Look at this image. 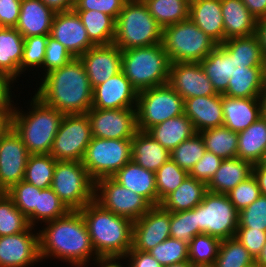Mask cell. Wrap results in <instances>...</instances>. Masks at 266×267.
<instances>
[{
	"label": "cell",
	"mask_w": 266,
	"mask_h": 267,
	"mask_svg": "<svg viewBox=\"0 0 266 267\" xmlns=\"http://www.w3.org/2000/svg\"><path fill=\"white\" fill-rule=\"evenodd\" d=\"M124 260V257L121 256H112V257H98L92 264L96 267H130L129 263H124L121 261Z\"/></svg>",
	"instance_id": "e7e4bbea"
},
{
	"label": "cell",
	"mask_w": 266,
	"mask_h": 267,
	"mask_svg": "<svg viewBox=\"0 0 266 267\" xmlns=\"http://www.w3.org/2000/svg\"><path fill=\"white\" fill-rule=\"evenodd\" d=\"M221 13L225 41L256 34L257 19L248 11L242 0H221Z\"/></svg>",
	"instance_id": "4316f807"
},
{
	"label": "cell",
	"mask_w": 266,
	"mask_h": 267,
	"mask_svg": "<svg viewBox=\"0 0 266 267\" xmlns=\"http://www.w3.org/2000/svg\"><path fill=\"white\" fill-rule=\"evenodd\" d=\"M184 99L169 85L152 87L138 93L136 104L137 128H149L184 114Z\"/></svg>",
	"instance_id": "ba28073f"
},
{
	"label": "cell",
	"mask_w": 266,
	"mask_h": 267,
	"mask_svg": "<svg viewBox=\"0 0 266 267\" xmlns=\"http://www.w3.org/2000/svg\"><path fill=\"white\" fill-rule=\"evenodd\" d=\"M37 227L0 237V267H30L41 263Z\"/></svg>",
	"instance_id": "9a60e30c"
},
{
	"label": "cell",
	"mask_w": 266,
	"mask_h": 267,
	"mask_svg": "<svg viewBox=\"0 0 266 267\" xmlns=\"http://www.w3.org/2000/svg\"><path fill=\"white\" fill-rule=\"evenodd\" d=\"M22 0H0V23L2 27L15 28L20 15Z\"/></svg>",
	"instance_id": "680465c9"
},
{
	"label": "cell",
	"mask_w": 266,
	"mask_h": 267,
	"mask_svg": "<svg viewBox=\"0 0 266 267\" xmlns=\"http://www.w3.org/2000/svg\"><path fill=\"white\" fill-rule=\"evenodd\" d=\"M189 18L218 45L225 41L221 0H192Z\"/></svg>",
	"instance_id": "d4e9b609"
},
{
	"label": "cell",
	"mask_w": 266,
	"mask_h": 267,
	"mask_svg": "<svg viewBox=\"0 0 266 267\" xmlns=\"http://www.w3.org/2000/svg\"><path fill=\"white\" fill-rule=\"evenodd\" d=\"M163 267H192V265L189 261H183L180 263H174Z\"/></svg>",
	"instance_id": "8c879c8a"
},
{
	"label": "cell",
	"mask_w": 266,
	"mask_h": 267,
	"mask_svg": "<svg viewBox=\"0 0 266 267\" xmlns=\"http://www.w3.org/2000/svg\"><path fill=\"white\" fill-rule=\"evenodd\" d=\"M168 84L184 100L218 94L200 63H170Z\"/></svg>",
	"instance_id": "ac0fdd59"
},
{
	"label": "cell",
	"mask_w": 266,
	"mask_h": 267,
	"mask_svg": "<svg viewBox=\"0 0 266 267\" xmlns=\"http://www.w3.org/2000/svg\"><path fill=\"white\" fill-rule=\"evenodd\" d=\"M112 178L123 187L144 197L152 206H157L156 176L130 160Z\"/></svg>",
	"instance_id": "484cf974"
},
{
	"label": "cell",
	"mask_w": 266,
	"mask_h": 267,
	"mask_svg": "<svg viewBox=\"0 0 266 267\" xmlns=\"http://www.w3.org/2000/svg\"><path fill=\"white\" fill-rule=\"evenodd\" d=\"M49 36L59 41L76 58L95 46L74 9L56 12Z\"/></svg>",
	"instance_id": "d6986e66"
},
{
	"label": "cell",
	"mask_w": 266,
	"mask_h": 267,
	"mask_svg": "<svg viewBox=\"0 0 266 267\" xmlns=\"http://www.w3.org/2000/svg\"><path fill=\"white\" fill-rule=\"evenodd\" d=\"M146 132L169 152L197 133L185 114L159 123Z\"/></svg>",
	"instance_id": "f546056e"
},
{
	"label": "cell",
	"mask_w": 266,
	"mask_h": 267,
	"mask_svg": "<svg viewBox=\"0 0 266 267\" xmlns=\"http://www.w3.org/2000/svg\"><path fill=\"white\" fill-rule=\"evenodd\" d=\"M253 164L238 157L223 159L214 176L207 184L209 192L227 194L239 183L252 175Z\"/></svg>",
	"instance_id": "83f0119b"
},
{
	"label": "cell",
	"mask_w": 266,
	"mask_h": 267,
	"mask_svg": "<svg viewBox=\"0 0 266 267\" xmlns=\"http://www.w3.org/2000/svg\"><path fill=\"white\" fill-rule=\"evenodd\" d=\"M265 93L266 67H251L248 72L234 74L223 95L233 98H262Z\"/></svg>",
	"instance_id": "d6a6232c"
},
{
	"label": "cell",
	"mask_w": 266,
	"mask_h": 267,
	"mask_svg": "<svg viewBox=\"0 0 266 267\" xmlns=\"http://www.w3.org/2000/svg\"><path fill=\"white\" fill-rule=\"evenodd\" d=\"M23 47L24 37L16 28H0V73L17 79V83H19Z\"/></svg>",
	"instance_id": "4dcf8cb0"
},
{
	"label": "cell",
	"mask_w": 266,
	"mask_h": 267,
	"mask_svg": "<svg viewBox=\"0 0 266 267\" xmlns=\"http://www.w3.org/2000/svg\"><path fill=\"white\" fill-rule=\"evenodd\" d=\"M222 160L221 157L214 153L206 151L203 157L191 169L189 176L208 184Z\"/></svg>",
	"instance_id": "11a10c76"
},
{
	"label": "cell",
	"mask_w": 266,
	"mask_h": 267,
	"mask_svg": "<svg viewBox=\"0 0 266 267\" xmlns=\"http://www.w3.org/2000/svg\"><path fill=\"white\" fill-rule=\"evenodd\" d=\"M248 267H264V266L262 264L257 263L256 261H254Z\"/></svg>",
	"instance_id": "2a66077c"
},
{
	"label": "cell",
	"mask_w": 266,
	"mask_h": 267,
	"mask_svg": "<svg viewBox=\"0 0 266 267\" xmlns=\"http://www.w3.org/2000/svg\"><path fill=\"white\" fill-rule=\"evenodd\" d=\"M252 174L257 180L261 195L266 196V167L253 164Z\"/></svg>",
	"instance_id": "003e7915"
},
{
	"label": "cell",
	"mask_w": 266,
	"mask_h": 267,
	"mask_svg": "<svg viewBox=\"0 0 266 267\" xmlns=\"http://www.w3.org/2000/svg\"><path fill=\"white\" fill-rule=\"evenodd\" d=\"M238 228L266 231V196L260 195L252 204L239 212Z\"/></svg>",
	"instance_id": "816d5d0a"
},
{
	"label": "cell",
	"mask_w": 266,
	"mask_h": 267,
	"mask_svg": "<svg viewBox=\"0 0 266 267\" xmlns=\"http://www.w3.org/2000/svg\"><path fill=\"white\" fill-rule=\"evenodd\" d=\"M15 82L17 80H14L11 76L0 73V113L14 112V104L16 103L12 100L14 99L12 90L14 89Z\"/></svg>",
	"instance_id": "91938a15"
},
{
	"label": "cell",
	"mask_w": 266,
	"mask_h": 267,
	"mask_svg": "<svg viewBox=\"0 0 266 267\" xmlns=\"http://www.w3.org/2000/svg\"><path fill=\"white\" fill-rule=\"evenodd\" d=\"M86 114L90 121L92 137L132 139L138 131L136 108H91Z\"/></svg>",
	"instance_id": "5bb4252c"
},
{
	"label": "cell",
	"mask_w": 266,
	"mask_h": 267,
	"mask_svg": "<svg viewBox=\"0 0 266 267\" xmlns=\"http://www.w3.org/2000/svg\"><path fill=\"white\" fill-rule=\"evenodd\" d=\"M170 237L189 243L199 235V225L196 220V207L186 211L171 212Z\"/></svg>",
	"instance_id": "681fc988"
},
{
	"label": "cell",
	"mask_w": 266,
	"mask_h": 267,
	"mask_svg": "<svg viewBox=\"0 0 266 267\" xmlns=\"http://www.w3.org/2000/svg\"><path fill=\"white\" fill-rule=\"evenodd\" d=\"M199 234H208L225 240L234 238L239 224V211L227 194L207 192L196 206Z\"/></svg>",
	"instance_id": "8fae6325"
},
{
	"label": "cell",
	"mask_w": 266,
	"mask_h": 267,
	"mask_svg": "<svg viewBox=\"0 0 266 267\" xmlns=\"http://www.w3.org/2000/svg\"><path fill=\"white\" fill-rule=\"evenodd\" d=\"M222 111L223 126L238 133L262 116V98H233L222 94Z\"/></svg>",
	"instance_id": "7402d4cb"
},
{
	"label": "cell",
	"mask_w": 266,
	"mask_h": 267,
	"mask_svg": "<svg viewBox=\"0 0 266 267\" xmlns=\"http://www.w3.org/2000/svg\"><path fill=\"white\" fill-rule=\"evenodd\" d=\"M94 201L112 213L131 219L141 218L152 205L141 195L123 187L112 177L94 182Z\"/></svg>",
	"instance_id": "7c38bea8"
},
{
	"label": "cell",
	"mask_w": 266,
	"mask_h": 267,
	"mask_svg": "<svg viewBox=\"0 0 266 267\" xmlns=\"http://www.w3.org/2000/svg\"><path fill=\"white\" fill-rule=\"evenodd\" d=\"M131 160L154 173L170 159V152L147 132L137 131L131 139Z\"/></svg>",
	"instance_id": "f1b7e54d"
},
{
	"label": "cell",
	"mask_w": 266,
	"mask_h": 267,
	"mask_svg": "<svg viewBox=\"0 0 266 267\" xmlns=\"http://www.w3.org/2000/svg\"><path fill=\"white\" fill-rule=\"evenodd\" d=\"M79 58L92 88L122 71V50L114 44L94 46Z\"/></svg>",
	"instance_id": "ffe728a7"
},
{
	"label": "cell",
	"mask_w": 266,
	"mask_h": 267,
	"mask_svg": "<svg viewBox=\"0 0 266 267\" xmlns=\"http://www.w3.org/2000/svg\"><path fill=\"white\" fill-rule=\"evenodd\" d=\"M98 257H124L132 248L133 221L102 208L94 200L79 210Z\"/></svg>",
	"instance_id": "3957f363"
},
{
	"label": "cell",
	"mask_w": 266,
	"mask_h": 267,
	"mask_svg": "<svg viewBox=\"0 0 266 267\" xmlns=\"http://www.w3.org/2000/svg\"><path fill=\"white\" fill-rule=\"evenodd\" d=\"M40 80L39 84L36 83L39 87L35 88L34 95L62 114H86L92 108L93 88L80 58L74 57Z\"/></svg>",
	"instance_id": "7a4b0ae2"
},
{
	"label": "cell",
	"mask_w": 266,
	"mask_h": 267,
	"mask_svg": "<svg viewBox=\"0 0 266 267\" xmlns=\"http://www.w3.org/2000/svg\"><path fill=\"white\" fill-rule=\"evenodd\" d=\"M205 74L210 79L215 91L224 94L230 80L228 52L217 45L201 62Z\"/></svg>",
	"instance_id": "d590c367"
},
{
	"label": "cell",
	"mask_w": 266,
	"mask_h": 267,
	"mask_svg": "<svg viewBox=\"0 0 266 267\" xmlns=\"http://www.w3.org/2000/svg\"><path fill=\"white\" fill-rule=\"evenodd\" d=\"M255 259L234 237L221 240L217 257L212 267H248Z\"/></svg>",
	"instance_id": "7bdbcfd3"
},
{
	"label": "cell",
	"mask_w": 266,
	"mask_h": 267,
	"mask_svg": "<svg viewBox=\"0 0 266 267\" xmlns=\"http://www.w3.org/2000/svg\"><path fill=\"white\" fill-rule=\"evenodd\" d=\"M46 46L47 35L24 38L23 57L20 65V77L23 73L26 74L25 71L28 72L29 70H40L41 72L44 63Z\"/></svg>",
	"instance_id": "7dc6e473"
},
{
	"label": "cell",
	"mask_w": 266,
	"mask_h": 267,
	"mask_svg": "<svg viewBox=\"0 0 266 267\" xmlns=\"http://www.w3.org/2000/svg\"><path fill=\"white\" fill-rule=\"evenodd\" d=\"M7 194V191L0 183V198L4 197Z\"/></svg>",
	"instance_id": "11e5206c"
},
{
	"label": "cell",
	"mask_w": 266,
	"mask_h": 267,
	"mask_svg": "<svg viewBox=\"0 0 266 267\" xmlns=\"http://www.w3.org/2000/svg\"><path fill=\"white\" fill-rule=\"evenodd\" d=\"M171 212L160 205L152 206L141 218L133 223L132 248L148 252L170 237Z\"/></svg>",
	"instance_id": "2e32d148"
},
{
	"label": "cell",
	"mask_w": 266,
	"mask_h": 267,
	"mask_svg": "<svg viewBox=\"0 0 266 267\" xmlns=\"http://www.w3.org/2000/svg\"><path fill=\"white\" fill-rule=\"evenodd\" d=\"M91 139L87 114L64 115L50 155L57 161H82Z\"/></svg>",
	"instance_id": "4fadbf2b"
},
{
	"label": "cell",
	"mask_w": 266,
	"mask_h": 267,
	"mask_svg": "<svg viewBox=\"0 0 266 267\" xmlns=\"http://www.w3.org/2000/svg\"><path fill=\"white\" fill-rule=\"evenodd\" d=\"M124 260L130 267H163L149 252L139 250H129Z\"/></svg>",
	"instance_id": "94428289"
},
{
	"label": "cell",
	"mask_w": 266,
	"mask_h": 267,
	"mask_svg": "<svg viewBox=\"0 0 266 267\" xmlns=\"http://www.w3.org/2000/svg\"><path fill=\"white\" fill-rule=\"evenodd\" d=\"M242 2L257 20L266 17V0H242Z\"/></svg>",
	"instance_id": "6125c7cd"
},
{
	"label": "cell",
	"mask_w": 266,
	"mask_h": 267,
	"mask_svg": "<svg viewBox=\"0 0 266 267\" xmlns=\"http://www.w3.org/2000/svg\"><path fill=\"white\" fill-rule=\"evenodd\" d=\"M266 149V119L261 116L248 128L238 132L237 157L257 164Z\"/></svg>",
	"instance_id": "836d02e7"
},
{
	"label": "cell",
	"mask_w": 266,
	"mask_h": 267,
	"mask_svg": "<svg viewBox=\"0 0 266 267\" xmlns=\"http://www.w3.org/2000/svg\"><path fill=\"white\" fill-rule=\"evenodd\" d=\"M235 238L256 259L266 244V231L253 228H237Z\"/></svg>",
	"instance_id": "9f6ffc18"
},
{
	"label": "cell",
	"mask_w": 266,
	"mask_h": 267,
	"mask_svg": "<svg viewBox=\"0 0 266 267\" xmlns=\"http://www.w3.org/2000/svg\"><path fill=\"white\" fill-rule=\"evenodd\" d=\"M84 25L90 41L95 46L114 42L116 20L97 10H75Z\"/></svg>",
	"instance_id": "e575fe53"
},
{
	"label": "cell",
	"mask_w": 266,
	"mask_h": 267,
	"mask_svg": "<svg viewBox=\"0 0 266 267\" xmlns=\"http://www.w3.org/2000/svg\"><path fill=\"white\" fill-rule=\"evenodd\" d=\"M138 92L123 71L93 88L92 108H136Z\"/></svg>",
	"instance_id": "44dd1931"
},
{
	"label": "cell",
	"mask_w": 266,
	"mask_h": 267,
	"mask_svg": "<svg viewBox=\"0 0 266 267\" xmlns=\"http://www.w3.org/2000/svg\"><path fill=\"white\" fill-rule=\"evenodd\" d=\"M29 155L13 128L0 138V183L6 191L23 180Z\"/></svg>",
	"instance_id": "e0dca14e"
},
{
	"label": "cell",
	"mask_w": 266,
	"mask_h": 267,
	"mask_svg": "<svg viewBox=\"0 0 266 267\" xmlns=\"http://www.w3.org/2000/svg\"><path fill=\"white\" fill-rule=\"evenodd\" d=\"M170 63L162 43L122 51V71L138 93L168 84Z\"/></svg>",
	"instance_id": "5b68a950"
},
{
	"label": "cell",
	"mask_w": 266,
	"mask_h": 267,
	"mask_svg": "<svg viewBox=\"0 0 266 267\" xmlns=\"http://www.w3.org/2000/svg\"><path fill=\"white\" fill-rule=\"evenodd\" d=\"M131 139L92 137L82 159L90 178L112 177L131 160Z\"/></svg>",
	"instance_id": "30bf717a"
},
{
	"label": "cell",
	"mask_w": 266,
	"mask_h": 267,
	"mask_svg": "<svg viewBox=\"0 0 266 267\" xmlns=\"http://www.w3.org/2000/svg\"><path fill=\"white\" fill-rule=\"evenodd\" d=\"M163 28L143 0H128L116 19L113 44L122 51L162 43Z\"/></svg>",
	"instance_id": "8992f818"
},
{
	"label": "cell",
	"mask_w": 266,
	"mask_h": 267,
	"mask_svg": "<svg viewBox=\"0 0 266 267\" xmlns=\"http://www.w3.org/2000/svg\"><path fill=\"white\" fill-rule=\"evenodd\" d=\"M262 116L266 119V93L262 97Z\"/></svg>",
	"instance_id": "753ad0ef"
},
{
	"label": "cell",
	"mask_w": 266,
	"mask_h": 267,
	"mask_svg": "<svg viewBox=\"0 0 266 267\" xmlns=\"http://www.w3.org/2000/svg\"><path fill=\"white\" fill-rule=\"evenodd\" d=\"M260 195V188L253 174L227 193L231 203L239 212L252 204Z\"/></svg>",
	"instance_id": "db71d44e"
},
{
	"label": "cell",
	"mask_w": 266,
	"mask_h": 267,
	"mask_svg": "<svg viewBox=\"0 0 266 267\" xmlns=\"http://www.w3.org/2000/svg\"><path fill=\"white\" fill-rule=\"evenodd\" d=\"M189 173L180 168L171 158L156 172L157 205L170 193L176 190Z\"/></svg>",
	"instance_id": "ee69618b"
},
{
	"label": "cell",
	"mask_w": 266,
	"mask_h": 267,
	"mask_svg": "<svg viewBox=\"0 0 266 267\" xmlns=\"http://www.w3.org/2000/svg\"><path fill=\"white\" fill-rule=\"evenodd\" d=\"M150 14L162 27L189 18L190 3L185 0H143Z\"/></svg>",
	"instance_id": "f35d334b"
},
{
	"label": "cell",
	"mask_w": 266,
	"mask_h": 267,
	"mask_svg": "<svg viewBox=\"0 0 266 267\" xmlns=\"http://www.w3.org/2000/svg\"><path fill=\"white\" fill-rule=\"evenodd\" d=\"M256 35L261 44L263 55L266 59V17L257 20Z\"/></svg>",
	"instance_id": "a7ac6f4b"
},
{
	"label": "cell",
	"mask_w": 266,
	"mask_h": 267,
	"mask_svg": "<svg viewBox=\"0 0 266 267\" xmlns=\"http://www.w3.org/2000/svg\"><path fill=\"white\" fill-rule=\"evenodd\" d=\"M255 261L259 264H262L264 267H266V244L263 246L260 254L257 256Z\"/></svg>",
	"instance_id": "2644e50d"
},
{
	"label": "cell",
	"mask_w": 266,
	"mask_h": 267,
	"mask_svg": "<svg viewBox=\"0 0 266 267\" xmlns=\"http://www.w3.org/2000/svg\"><path fill=\"white\" fill-rule=\"evenodd\" d=\"M38 233L41 262L51 258L72 267H88L98 258L79 210L44 223Z\"/></svg>",
	"instance_id": "6da1fadb"
},
{
	"label": "cell",
	"mask_w": 266,
	"mask_h": 267,
	"mask_svg": "<svg viewBox=\"0 0 266 267\" xmlns=\"http://www.w3.org/2000/svg\"><path fill=\"white\" fill-rule=\"evenodd\" d=\"M45 5L55 12L69 11L74 9V0H42Z\"/></svg>",
	"instance_id": "03108f58"
},
{
	"label": "cell",
	"mask_w": 266,
	"mask_h": 267,
	"mask_svg": "<svg viewBox=\"0 0 266 267\" xmlns=\"http://www.w3.org/2000/svg\"><path fill=\"white\" fill-rule=\"evenodd\" d=\"M162 266L189 261L188 243L175 238H167L148 251Z\"/></svg>",
	"instance_id": "c3c4849f"
},
{
	"label": "cell",
	"mask_w": 266,
	"mask_h": 267,
	"mask_svg": "<svg viewBox=\"0 0 266 267\" xmlns=\"http://www.w3.org/2000/svg\"><path fill=\"white\" fill-rule=\"evenodd\" d=\"M69 211L59 196L51 188H46L38 193L37 206L27 216V219L30 226L38 227L39 224L42 225L65 216Z\"/></svg>",
	"instance_id": "74e56055"
},
{
	"label": "cell",
	"mask_w": 266,
	"mask_h": 267,
	"mask_svg": "<svg viewBox=\"0 0 266 267\" xmlns=\"http://www.w3.org/2000/svg\"><path fill=\"white\" fill-rule=\"evenodd\" d=\"M30 227L27 217L6 194L0 198V237L26 231Z\"/></svg>",
	"instance_id": "f6af8a7d"
},
{
	"label": "cell",
	"mask_w": 266,
	"mask_h": 267,
	"mask_svg": "<svg viewBox=\"0 0 266 267\" xmlns=\"http://www.w3.org/2000/svg\"><path fill=\"white\" fill-rule=\"evenodd\" d=\"M29 102V108L25 112L17 107L18 103L15 104L12 128L21 137L30 155L50 154L64 114L44 104L35 95Z\"/></svg>",
	"instance_id": "277c9868"
},
{
	"label": "cell",
	"mask_w": 266,
	"mask_h": 267,
	"mask_svg": "<svg viewBox=\"0 0 266 267\" xmlns=\"http://www.w3.org/2000/svg\"><path fill=\"white\" fill-rule=\"evenodd\" d=\"M220 45L237 60L251 61L256 67H266V59L256 34L230 38Z\"/></svg>",
	"instance_id": "ab89813d"
},
{
	"label": "cell",
	"mask_w": 266,
	"mask_h": 267,
	"mask_svg": "<svg viewBox=\"0 0 266 267\" xmlns=\"http://www.w3.org/2000/svg\"><path fill=\"white\" fill-rule=\"evenodd\" d=\"M258 164L261 165V166L266 167V149H265L264 154H263V156H262V158H261V160L259 161Z\"/></svg>",
	"instance_id": "34e18365"
},
{
	"label": "cell",
	"mask_w": 266,
	"mask_h": 267,
	"mask_svg": "<svg viewBox=\"0 0 266 267\" xmlns=\"http://www.w3.org/2000/svg\"><path fill=\"white\" fill-rule=\"evenodd\" d=\"M38 188L24 180L13 185L7 195L13 200L14 205L27 217L37 206Z\"/></svg>",
	"instance_id": "f907efd6"
},
{
	"label": "cell",
	"mask_w": 266,
	"mask_h": 267,
	"mask_svg": "<svg viewBox=\"0 0 266 267\" xmlns=\"http://www.w3.org/2000/svg\"><path fill=\"white\" fill-rule=\"evenodd\" d=\"M230 78L238 72H248L251 67H256L251 61H240L228 53Z\"/></svg>",
	"instance_id": "be15d7a7"
},
{
	"label": "cell",
	"mask_w": 266,
	"mask_h": 267,
	"mask_svg": "<svg viewBox=\"0 0 266 267\" xmlns=\"http://www.w3.org/2000/svg\"><path fill=\"white\" fill-rule=\"evenodd\" d=\"M73 58V55L59 41L47 35V46L45 49L42 73L39 74V72H37L38 76L42 75L41 77H43V74L45 75L54 69L61 68Z\"/></svg>",
	"instance_id": "f5cc1de1"
},
{
	"label": "cell",
	"mask_w": 266,
	"mask_h": 267,
	"mask_svg": "<svg viewBox=\"0 0 266 267\" xmlns=\"http://www.w3.org/2000/svg\"><path fill=\"white\" fill-rule=\"evenodd\" d=\"M56 12L42 0H22L16 29L23 37L50 35Z\"/></svg>",
	"instance_id": "cb8c5ba5"
},
{
	"label": "cell",
	"mask_w": 266,
	"mask_h": 267,
	"mask_svg": "<svg viewBox=\"0 0 266 267\" xmlns=\"http://www.w3.org/2000/svg\"><path fill=\"white\" fill-rule=\"evenodd\" d=\"M162 44L171 63H200L218 45L190 18L164 27Z\"/></svg>",
	"instance_id": "52a82bcc"
},
{
	"label": "cell",
	"mask_w": 266,
	"mask_h": 267,
	"mask_svg": "<svg viewBox=\"0 0 266 267\" xmlns=\"http://www.w3.org/2000/svg\"><path fill=\"white\" fill-rule=\"evenodd\" d=\"M206 151L212 152L222 159L237 157L238 133L224 126L209 128L199 132Z\"/></svg>",
	"instance_id": "8d00e7d4"
},
{
	"label": "cell",
	"mask_w": 266,
	"mask_h": 267,
	"mask_svg": "<svg viewBox=\"0 0 266 267\" xmlns=\"http://www.w3.org/2000/svg\"><path fill=\"white\" fill-rule=\"evenodd\" d=\"M206 152L204 141L199 133L181 142L170 152V158L188 173Z\"/></svg>",
	"instance_id": "bcb514c9"
},
{
	"label": "cell",
	"mask_w": 266,
	"mask_h": 267,
	"mask_svg": "<svg viewBox=\"0 0 266 267\" xmlns=\"http://www.w3.org/2000/svg\"><path fill=\"white\" fill-rule=\"evenodd\" d=\"M57 160L50 154H31L23 180L41 189L51 187Z\"/></svg>",
	"instance_id": "60d3db41"
},
{
	"label": "cell",
	"mask_w": 266,
	"mask_h": 267,
	"mask_svg": "<svg viewBox=\"0 0 266 267\" xmlns=\"http://www.w3.org/2000/svg\"><path fill=\"white\" fill-rule=\"evenodd\" d=\"M221 240L208 234H199L188 243V259L192 267H212Z\"/></svg>",
	"instance_id": "b9f144b4"
},
{
	"label": "cell",
	"mask_w": 266,
	"mask_h": 267,
	"mask_svg": "<svg viewBox=\"0 0 266 267\" xmlns=\"http://www.w3.org/2000/svg\"><path fill=\"white\" fill-rule=\"evenodd\" d=\"M184 105V114L192 121L197 133L223 126L222 94L187 98Z\"/></svg>",
	"instance_id": "603a6c76"
},
{
	"label": "cell",
	"mask_w": 266,
	"mask_h": 267,
	"mask_svg": "<svg viewBox=\"0 0 266 267\" xmlns=\"http://www.w3.org/2000/svg\"><path fill=\"white\" fill-rule=\"evenodd\" d=\"M128 0H77L74 10H97L112 16L115 20Z\"/></svg>",
	"instance_id": "6f0895ef"
},
{
	"label": "cell",
	"mask_w": 266,
	"mask_h": 267,
	"mask_svg": "<svg viewBox=\"0 0 266 267\" xmlns=\"http://www.w3.org/2000/svg\"><path fill=\"white\" fill-rule=\"evenodd\" d=\"M69 210L94 200V181L81 161H57L50 187Z\"/></svg>",
	"instance_id": "9c48e42d"
},
{
	"label": "cell",
	"mask_w": 266,
	"mask_h": 267,
	"mask_svg": "<svg viewBox=\"0 0 266 267\" xmlns=\"http://www.w3.org/2000/svg\"><path fill=\"white\" fill-rule=\"evenodd\" d=\"M207 192L206 183L188 175L182 184L167 195L159 205L169 212L190 210L202 202Z\"/></svg>",
	"instance_id": "1f68e13d"
},
{
	"label": "cell",
	"mask_w": 266,
	"mask_h": 267,
	"mask_svg": "<svg viewBox=\"0 0 266 267\" xmlns=\"http://www.w3.org/2000/svg\"><path fill=\"white\" fill-rule=\"evenodd\" d=\"M13 113H0V138L12 128Z\"/></svg>",
	"instance_id": "89a4df30"
}]
</instances>
